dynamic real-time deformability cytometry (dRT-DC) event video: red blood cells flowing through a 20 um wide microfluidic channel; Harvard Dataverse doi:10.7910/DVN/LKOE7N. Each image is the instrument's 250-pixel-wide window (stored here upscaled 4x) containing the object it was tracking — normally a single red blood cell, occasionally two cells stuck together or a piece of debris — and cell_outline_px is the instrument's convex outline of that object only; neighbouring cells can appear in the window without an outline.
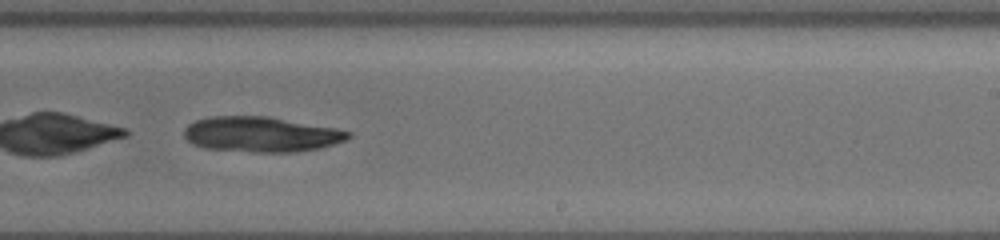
{"species": "common noctule bat (a hibernating species)", "species_latin": "Nyctalus noctula", "temperature_condition": "cold", "stored_images_in_passage": 41, "camera_frame_rate_fps": 3000, "um_per_image_px": 0.085, "animal": {"sex": "female", "body_mass_g": 19.5, "forearm_length_mm": 54.1}, "frame": {"image": 1, "passage_image": 27, "time_ms": 8.667, "image_size_px": [1000, 240], "cell_outline_px": [[352, 136], [344, 140], [320, 148], [296, 152], [252, 152], [204, 148], [192, 144], [184, 136], [184, 128], [188, 124], [196, 120], [212, 116], [268, 116], [336, 128], [352, 132]], "centroid_in_image_um": [22.18, 11.42], "position_along_channel_um": 266.8, "area_um2": 33.81}}
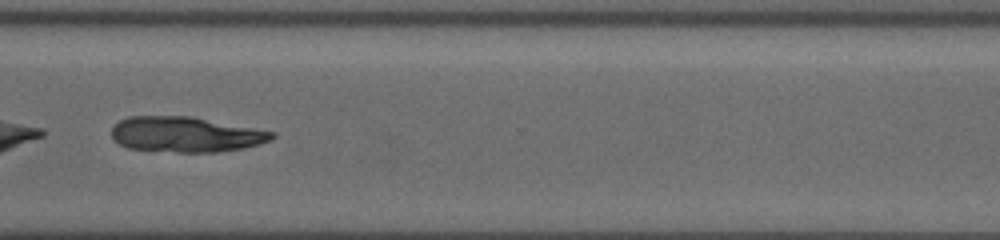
{"frame": {"image": 2, "passage_image": 34, "time_ms": 11.0, "image_size_px": [1000, 240], "cell_outline_px": [[276, 136], [272, 140], [244, 148], [216, 152], [176, 152], [128, 148], [120, 144], [112, 136], [112, 124], [128, 116], [192, 116], [276, 132]], "centroid_in_image_um": [15.8, 11.42], "position_along_channel_um": 354.8, "area_um2": 33.18}}